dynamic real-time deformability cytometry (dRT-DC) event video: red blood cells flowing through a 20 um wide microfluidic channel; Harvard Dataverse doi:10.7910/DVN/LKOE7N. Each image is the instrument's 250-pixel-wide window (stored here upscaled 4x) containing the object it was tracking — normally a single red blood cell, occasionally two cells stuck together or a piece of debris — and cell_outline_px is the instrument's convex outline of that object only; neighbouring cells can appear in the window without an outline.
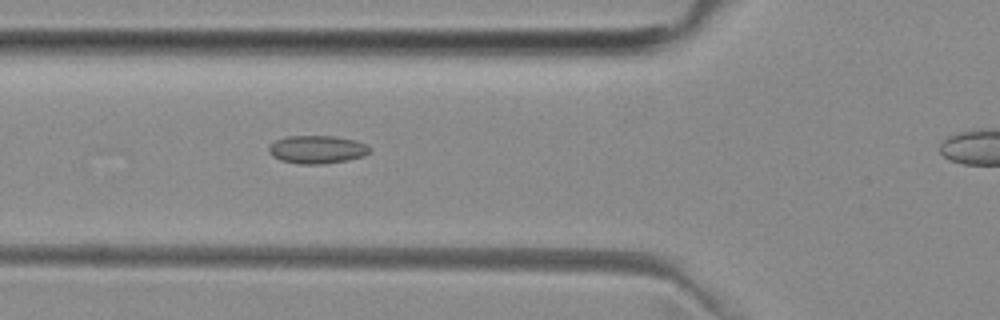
{"species": "common noctule bat (a hibernating species)", "species_latin": "Nyctalus noctula", "temperature_condition": "room temperature", "stored_images_in_passage": 31, "camera_frame_rate_fps": 3000, "um_per_image_px": 0.085, "animal": {"sex": "female", "body_mass_g": 29.2, "forearm_length_mm": 56.3}, "frame": {"image": 1, "passage_image": 5, "time_ms": 1.333, "image_size_px": [1000, 320], "cell_outline_px": [[372, 148], [364, 156], [348, 160], [324, 164], [300, 164], [280, 160], [272, 156], [268, 152], [268, 148], [276, 140], [288, 136], [332, 136], [356, 140], [368, 144]], "centroid_in_image_um": [26.98, 12.71], "position_along_channel_um": 98.8, "area_um2": 16.59}}
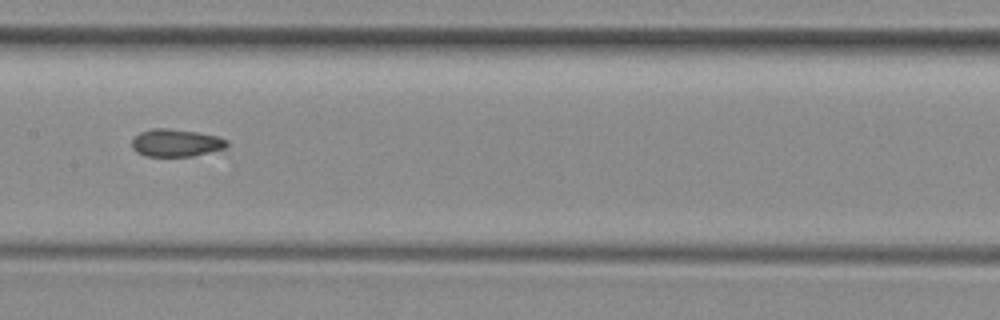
{"frame": {"image": 2, "passage_image": 12, "time_ms": 3.667, "image_size_px": [1000, 320], "cell_outline_px": [[228, 144], [224, 148], [192, 156], [144, 156], [136, 152], [132, 148], [132, 140], [140, 132], [152, 128], [168, 128], [196, 132], [216, 136], [228, 140]], "centroid_in_image_um": [14.92, 12.14], "position_along_channel_um": 192.5, "area_um2": 15.14}}
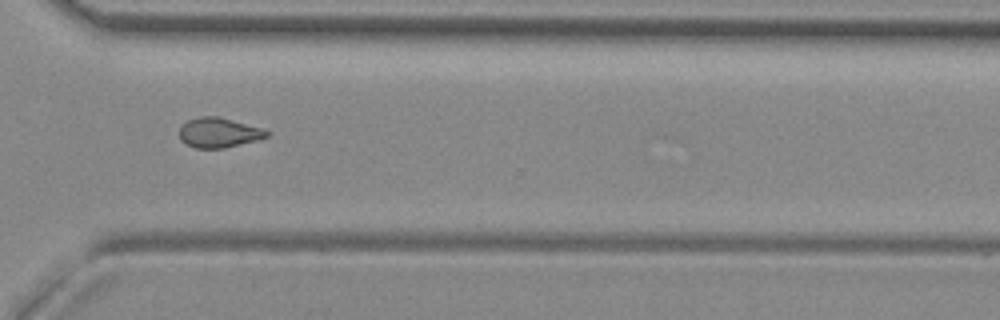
{"frame": {"image": 3, "passage_image": 24, "time_ms": 7.667, "image_size_px": [1000, 320], "cell_outline_px": [[272, 132], [268, 136], [256, 140], [224, 148], [196, 148], [180, 140], [180, 128], [188, 120], [200, 116], [216, 116], [260, 128]], "centroid_in_image_um": [18.59, 11.28], "position_along_channel_um": 352.0, "area_um2": 14.85}, "authors_computed_cell_mechanics": {"area_um2": 15.028, "velocity_mm_per_s": 4.0029, "shape_relaxation_time_tau1_ms": null, "shape_relaxation_time_tau2_ms": 4.2446, "deformation_change_tau1": null, "deformation_change_tau2": 0.1017}}